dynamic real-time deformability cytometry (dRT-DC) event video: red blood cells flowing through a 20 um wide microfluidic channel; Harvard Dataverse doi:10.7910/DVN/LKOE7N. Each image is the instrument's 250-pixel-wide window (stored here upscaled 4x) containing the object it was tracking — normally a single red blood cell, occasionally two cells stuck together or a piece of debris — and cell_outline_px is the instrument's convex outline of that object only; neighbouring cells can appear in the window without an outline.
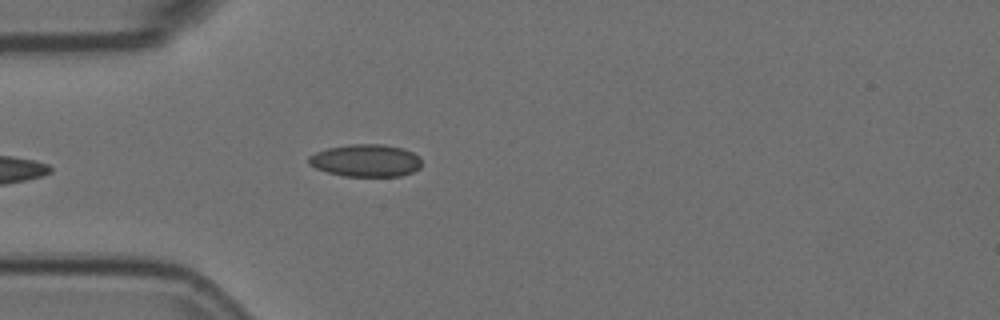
{"species": "Egyptian fruit bat (a non-hibernating species)", "species_latin": "Rousettus aegyptiacus", "temperature_condition": "room temperature", "stored_images_in_passage": 4, "camera_frame_rate_fps": 3000, "um_per_image_px": 0.085, "animal": {"sex": "female"}, "frame": {"image": 1, "passage_image": 4, "time_ms": 1.0, "image_size_px": [1000, 320], "cell_outline_px": [[420, 168], [412, 172], [400, 176], [344, 176], [328, 172], [316, 168], [308, 164], [308, 156], [316, 152], [328, 148], [348, 144], [384, 144], [404, 148], [412, 152], [420, 160]], "centroid_in_image_um": [31.07, 13.64], "position_along_channel_um": 53.9, "area_um2": 21.33}}